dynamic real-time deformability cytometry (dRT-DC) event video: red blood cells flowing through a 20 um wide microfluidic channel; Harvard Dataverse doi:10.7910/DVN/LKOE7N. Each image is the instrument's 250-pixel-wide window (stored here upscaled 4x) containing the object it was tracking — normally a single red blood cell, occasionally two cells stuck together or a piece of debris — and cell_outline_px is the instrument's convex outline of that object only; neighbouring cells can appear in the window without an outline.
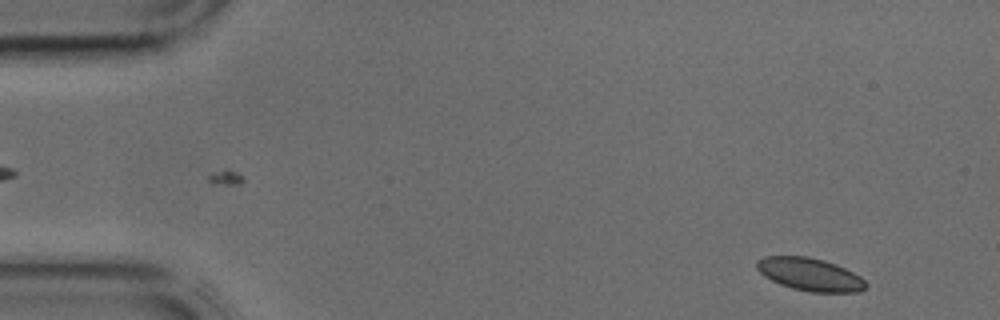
{"species": "common noctule bat (a hibernating species)", "species_latin": "Nyctalus noctula", "temperature_condition": "cold", "stored_images_in_passage": 41, "camera_frame_rate_fps": 3000, "um_per_image_px": 0.085, "animal": {"sex": "male", "body_mass_g": 17.9, "forearm_length_mm": 54.2}, "frame": {"image": 1, "passage_image": 2, "time_ms": 0.333, "image_size_px": [1000, 320], "cell_outline_px": [[868, 284], [860, 292], [812, 292], [792, 288], [780, 284], [764, 276], [756, 268], [756, 260], [764, 256], [808, 256], [824, 260], [836, 264], [860, 276]], "centroid_in_image_um": [68.83, 23.31], "position_along_channel_um": 16.2, "area_um2": 20.87}}
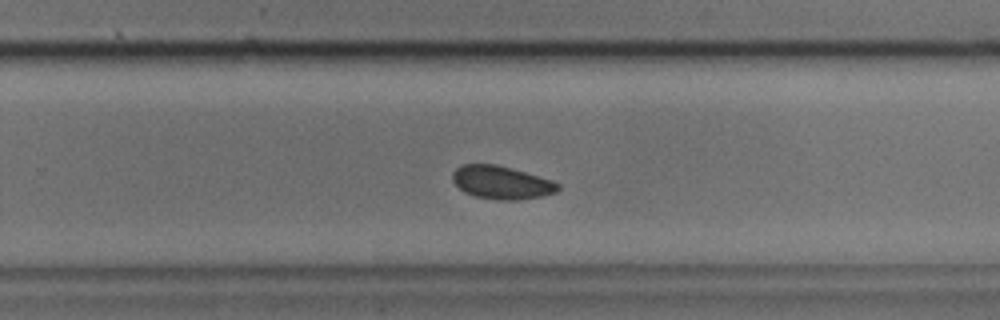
{"frame": {"image": 2, "passage_image": 26, "time_ms": 8.333, "image_size_px": [1000, 320], "cell_outline_px": [[560, 188], [556, 192], [540, 196], [516, 200], [496, 200], [476, 196], [464, 192], [452, 180], [452, 172], [456, 168], [464, 164], [496, 164], [552, 180], [560, 184]], "centroid_in_image_um": [42.61, 15.51], "position_along_channel_um": 287.2, "area_um2": 20.17}}
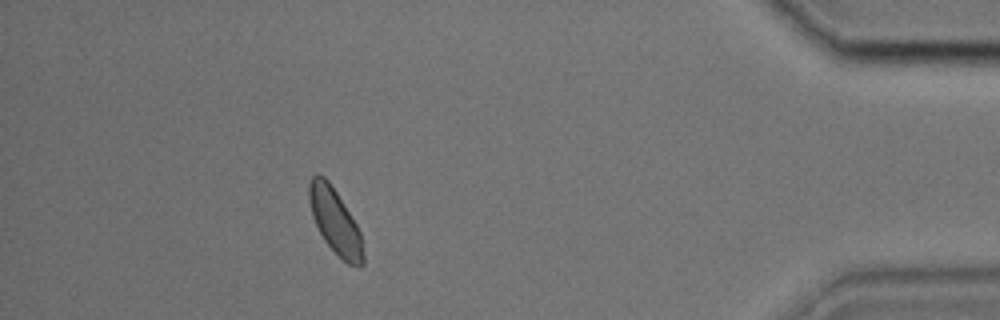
{"frame": {"image": 3, "passage_image": 37, "time_ms": 12.0, "image_size_px": [1000, 320], "cell_outline_px": [[364, 264], [360, 268], [348, 264], [324, 240], [312, 216], [308, 200], [308, 184], [312, 176], [316, 172], [320, 172], [328, 180], [336, 192], [356, 224], [360, 232], [364, 252]], "centroid_in_image_um": [28.47, 18.79], "position_along_channel_um": 406.7, "area_um2": 20.46}}